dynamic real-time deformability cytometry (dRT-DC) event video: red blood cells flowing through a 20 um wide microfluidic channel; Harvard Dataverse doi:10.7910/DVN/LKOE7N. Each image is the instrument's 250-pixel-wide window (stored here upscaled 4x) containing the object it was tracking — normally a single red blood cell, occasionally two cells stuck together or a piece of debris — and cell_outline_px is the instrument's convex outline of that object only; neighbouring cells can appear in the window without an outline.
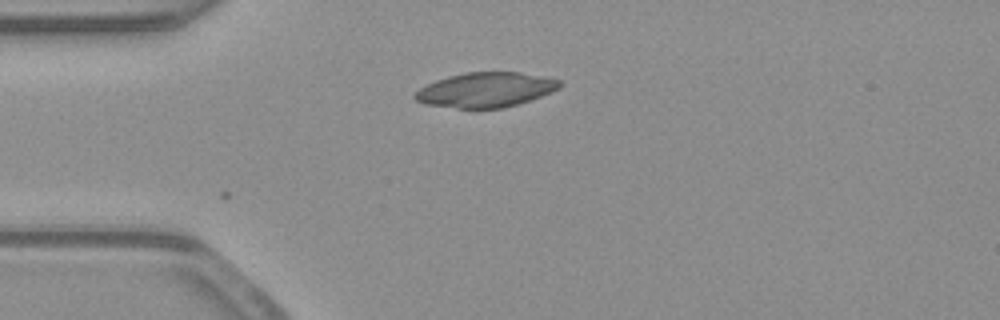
{"species": "common noctule bat (a hibernating species)", "species_latin": "Nyctalus noctula", "temperature_condition": "warm", "stored_images_in_passage": 10, "camera_frame_rate_fps": 3000, "um_per_image_px": 0.085, "animal": {"sex": "male", "body_mass_g": 23.1, "forearm_length_mm": 52.7}, "frame": {"image": 1, "passage_image": 1, "time_ms": 0.0, "image_size_px": [1000, 320], "cell_outline_px": [[564, 84], [560, 88], [552, 92], [504, 108], [456, 108], [424, 104], [416, 100], [412, 96], [420, 88], [436, 80], [448, 76], [464, 72], [520, 72], [544, 76], [560, 80]], "centroid_in_image_um": [41.29, 7.63], "position_along_channel_um": 43.7, "area_um2": 29.36}}